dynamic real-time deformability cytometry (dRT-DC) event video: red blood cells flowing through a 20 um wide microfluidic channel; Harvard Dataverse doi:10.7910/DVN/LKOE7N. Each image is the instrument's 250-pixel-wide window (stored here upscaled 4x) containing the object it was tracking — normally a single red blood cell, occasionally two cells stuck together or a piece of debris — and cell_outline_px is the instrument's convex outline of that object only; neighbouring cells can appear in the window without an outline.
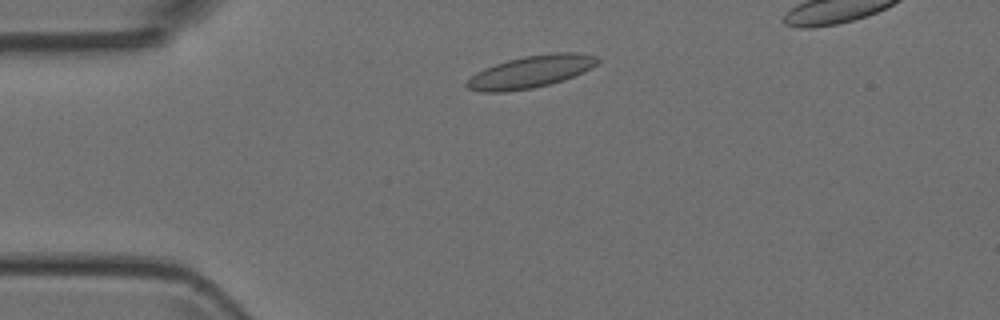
{"species": "Egyptian fruit bat (a non-hibernating species)", "species_latin": "Rousettus aegyptiacus", "temperature_condition": "room temperature", "stored_images_in_passage": 41, "camera_frame_rate_fps": 3000, "um_per_image_px": 0.085, "animal": {"sex": "female"}, "frame": {"image": 1, "passage_image": 6, "time_ms": 1.667, "image_size_px": [1000, 320], "cell_outline_px": [[600, 60], [592, 68], [584, 72], [564, 80], [552, 84], [532, 88], [504, 92], [480, 92], [468, 88], [464, 84], [476, 72], [484, 68], [508, 60], [524, 56], [552, 52], [576, 52], [596, 56]], "centroid_in_image_um": [45.13, 6.1], "position_along_channel_um": 39.9, "area_um2": 24.68}}
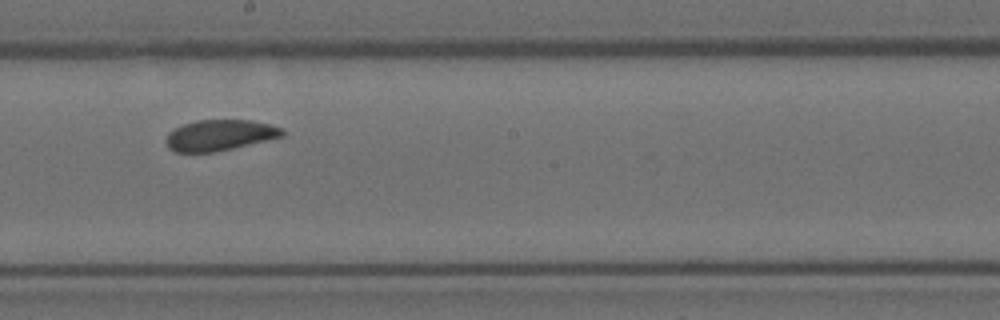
{"frame": {"image": 2, "passage_image": 22, "time_ms": 7.0, "image_size_px": [1000, 320], "cell_outline_px": [[284, 136], [216, 152], [176, 152], [168, 148], [164, 140], [168, 132], [184, 124], [196, 120], [252, 120], [284, 128]], "centroid_in_image_um": [18.66, 11.49], "position_along_channel_um": 229.5, "area_um2": 20.98}}
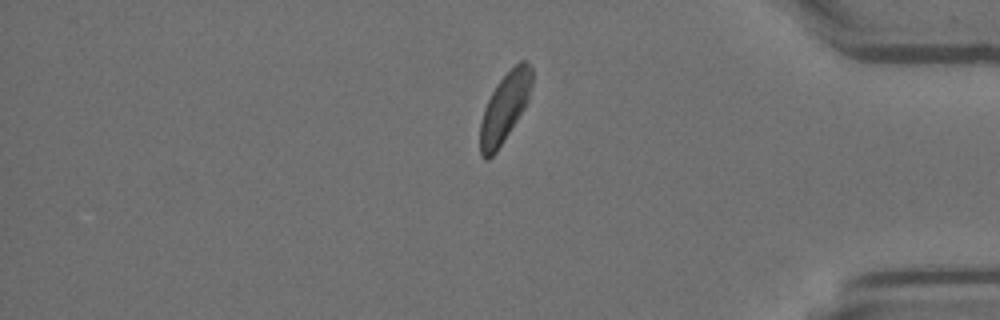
{"frame": {"image": 3, "passage_image": 36, "time_ms": 11.667, "image_size_px": [1000, 320], "cell_outline_px": [[532, 84], [528, 100], [524, 108], [496, 152], [488, 160], [484, 160], [480, 156], [480, 124], [484, 108], [496, 84], [520, 60], [524, 60], [532, 68]], "centroid_in_image_um": [42.88, 9.16], "position_along_channel_um": 392.3, "area_um2": 20.58}}